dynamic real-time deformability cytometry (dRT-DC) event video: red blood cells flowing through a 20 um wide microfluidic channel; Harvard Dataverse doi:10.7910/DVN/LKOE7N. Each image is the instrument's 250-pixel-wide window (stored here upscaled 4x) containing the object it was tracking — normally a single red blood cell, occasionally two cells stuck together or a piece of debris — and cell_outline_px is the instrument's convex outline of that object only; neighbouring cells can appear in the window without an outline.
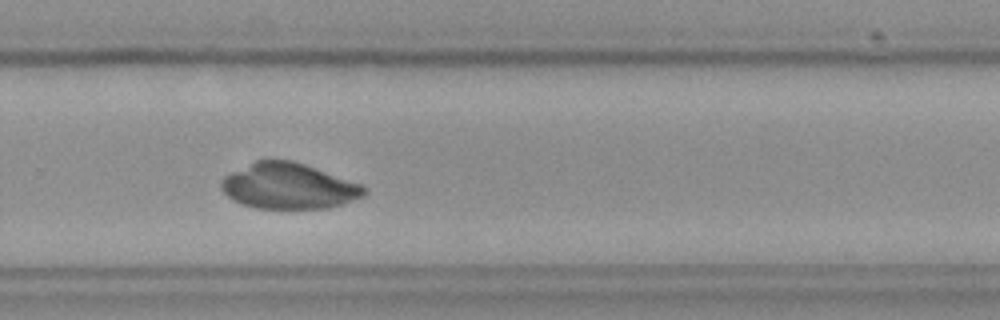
{"species": "Egyptian fruit bat (a non-hibernating species)", "species_latin": "Rousettus aegyptiacus", "temperature_condition": "cold", "stored_images_in_passage": 51, "camera_frame_rate_fps": 3000, "um_per_image_px": 0.085, "frame": {"image": 1, "passage_image": 32, "time_ms": 10.333, "image_size_px": [1000, 320], "cell_outline_px": [[368, 192], [364, 196], [344, 204], [328, 208], [256, 208], [240, 204], [232, 200], [220, 188], [220, 180], [224, 176], [256, 160], [292, 160], [304, 164], [360, 184]], "centroid_in_image_um": [24.51, 15.83], "position_along_channel_um": 305.3, "area_um2": 37.92}}
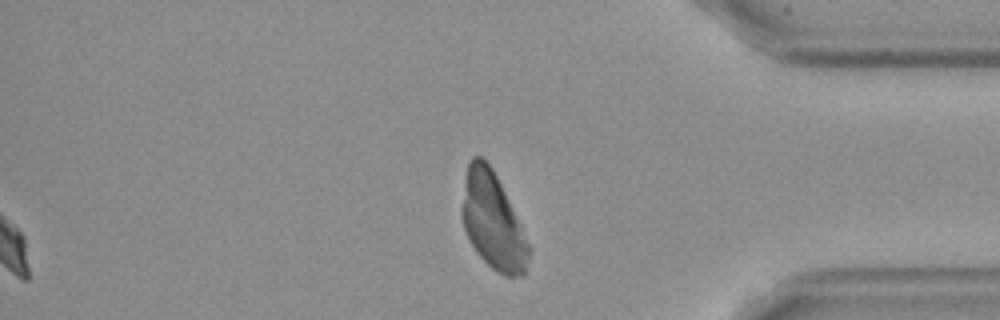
{"frame": {"image": 2, "passage_image": 41, "time_ms": 13.333, "image_size_px": [1000, 320], "cell_outline_px": [[532, 248], [524, 272], [520, 276], [504, 276], [496, 272], [476, 252], [464, 228], [464, 180], [468, 160], [472, 156], [480, 156], [492, 168]], "centroid_in_image_um": [41.92, 18.82], "position_along_channel_um": 393.3, "area_um2": 36.7}}